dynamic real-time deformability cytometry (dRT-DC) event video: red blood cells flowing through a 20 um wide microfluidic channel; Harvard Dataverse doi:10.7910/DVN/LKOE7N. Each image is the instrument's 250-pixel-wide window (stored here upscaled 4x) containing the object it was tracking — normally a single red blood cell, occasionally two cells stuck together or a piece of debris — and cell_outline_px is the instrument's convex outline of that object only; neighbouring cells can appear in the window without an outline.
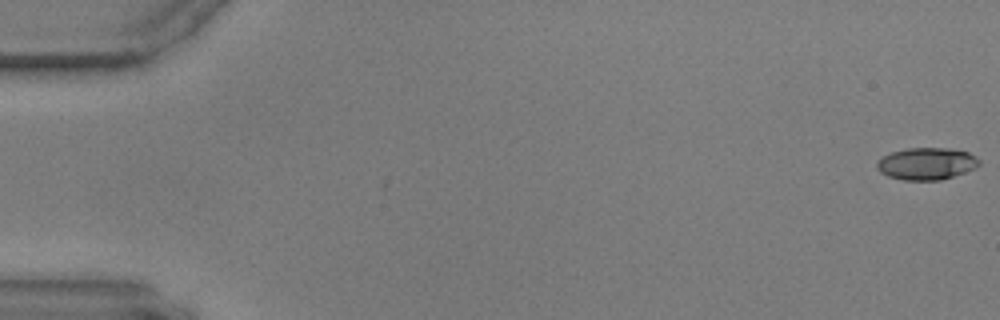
{"species": "common noctule bat (a hibernating species)", "species_latin": "Nyctalus noctula", "temperature_condition": "warm", "stored_images_in_passage": 58, "camera_frame_rate_fps": 3000, "um_per_image_px": 0.085, "animal": {"sex": "male", "body_mass_g": 17.9, "forearm_length_mm": 54.2}, "frame": {"image": 1, "passage_image": 1, "time_ms": 0.0, "image_size_px": [1000, 320], "cell_outline_px": [[980, 164], [976, 168], [940, 180], [904, 180], [888, 176], [880, 172], [876, 168], [876, 164], [884, 156], [892, 152], [908, 148], [948, 148], [968, 152], [976, 156], [980, 160]], "centroid_in_image_um": [78.78, 13.91], "position_along_channel_um": 6.2, "area_um2": 19.02}}
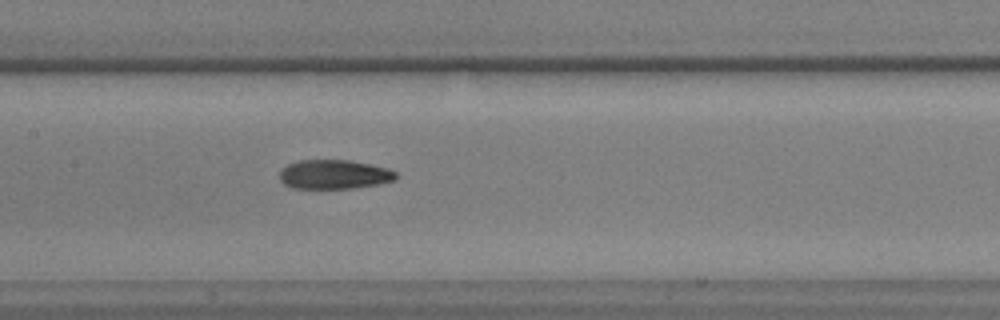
{"frame": {"image": 2, "passage_image": 29, "time_ms": 9.333, "image_size_px": [1000, 320], "cell_outline_px": [[396, 180], [376, 184], [352, 188], [292, 188], [284, 184], [280, 180], [280, 172], [288, 164], [300, 160], [348, 160], [388, 168], [396, 172]], "centroid_in_image_um": [28.39, 14.82], "position_along_channel_um": 179.0, "area_um2": 19.59}}
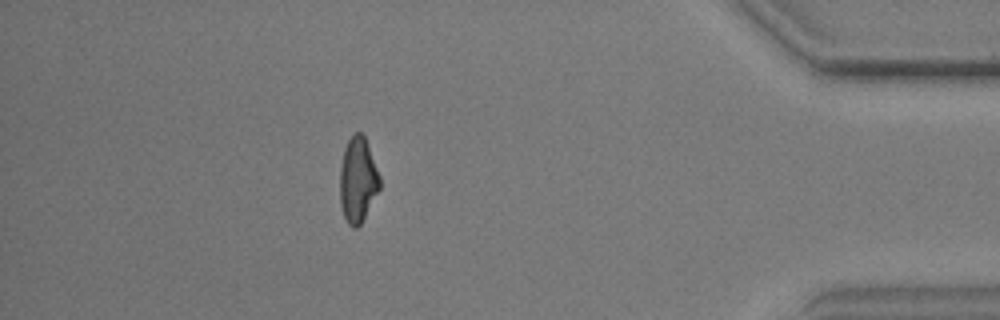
{"frame": {"image": 3, "passage_image": 52, "time_ms": 17.0, "image_size_px": [1000, 320], "cell_outline_px": [[380, 188], [360, 224], [356, 228], [352, 228], [348, 224], [344, 216], [340, 204], [340, 164], [344, 148], [352, 132], [360, 132], [364, 136], [380, 176]], "centroid_in_image_um": [30.39, 15.27], "position_along_channel_um": 404.8, "area_um2": 19.71}}